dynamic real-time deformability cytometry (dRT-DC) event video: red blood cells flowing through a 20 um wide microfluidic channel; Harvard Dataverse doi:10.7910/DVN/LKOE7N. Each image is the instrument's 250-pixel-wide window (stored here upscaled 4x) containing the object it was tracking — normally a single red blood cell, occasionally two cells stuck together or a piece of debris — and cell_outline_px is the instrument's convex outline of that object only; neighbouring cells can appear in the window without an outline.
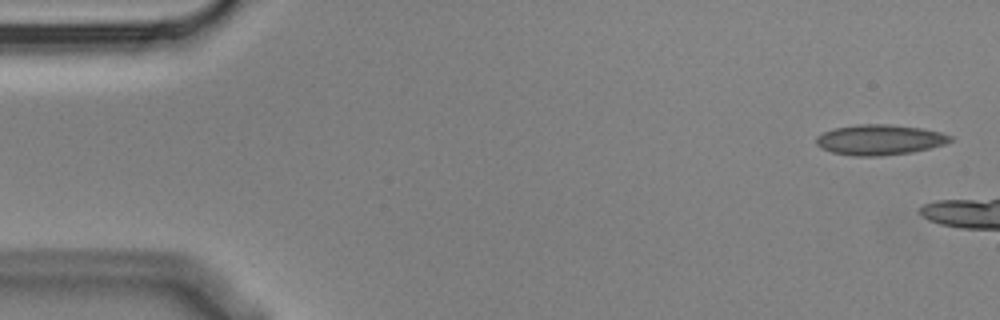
{"species": "Egyptian fruit bat (a non-hibernating species)", "species_latin": "Rousettus aegyptiacus", "temperature_condition": "cold", "stored_images_in_passage": 5, "camera_frame_rate_fps": 3000, "um_per_image_px": 0.085, "animal": {"sex": "male"}, "frame": {"image": 1, "passage_image": 1, "time_ms": 0.0, "image_size_px": [1000, 320], "cell_outline_px": [[952, 140], [944, 144], [912, 152], [880, 156], [856, 156], [832, 152], [820, 148], [816, 144], [816, 136], [824, 132], [836, 128], [856, 124], [888, 124], [920, 128], [940, 132], [952, 136]], "centroid_in_image_um": [74.74, 11.88], "position_along_channel_um": 10.3, "area_um2": 23.58}}